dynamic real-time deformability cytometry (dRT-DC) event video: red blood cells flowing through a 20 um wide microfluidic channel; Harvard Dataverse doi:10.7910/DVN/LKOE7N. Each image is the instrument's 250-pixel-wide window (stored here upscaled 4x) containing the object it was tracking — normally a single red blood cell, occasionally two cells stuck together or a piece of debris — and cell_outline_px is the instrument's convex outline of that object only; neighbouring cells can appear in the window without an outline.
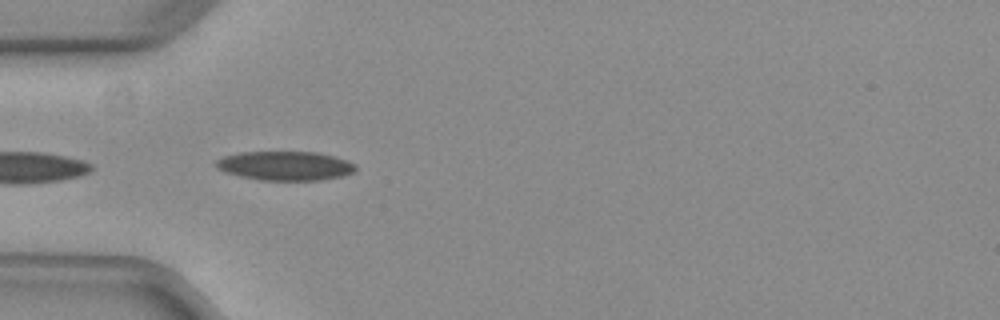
{"species": "common noctule bat (a hibernating species)", "species_latin": "Nyctalus noctula", "temperature_condition": "warm", "stored_images_in_passage": 13, "camera_frame_rate_fps": 3000, "um_per_image_px": 0.085, "animal": {"sex": "female", "body_mass_g": 29.2, "forearm_length_mm": 56.3}, "frame": {"image": 1, "passage_image": 1, "time_ms": 0.0, "image_size_px": [1000, 320], "cell_outline_px": [[356, 172], [344, 176], [320, 180], [260, 180], [240, 176], [224, 172], [216, 168], [212, 164], [216, 160], [224, 156], [240, 152], [316, 152], [332, 156], [356, 164]], "centroid_in_image_um": [24.21, 14.1], "position_along_channel_um": 60.8, "area_um2": 23.81}}